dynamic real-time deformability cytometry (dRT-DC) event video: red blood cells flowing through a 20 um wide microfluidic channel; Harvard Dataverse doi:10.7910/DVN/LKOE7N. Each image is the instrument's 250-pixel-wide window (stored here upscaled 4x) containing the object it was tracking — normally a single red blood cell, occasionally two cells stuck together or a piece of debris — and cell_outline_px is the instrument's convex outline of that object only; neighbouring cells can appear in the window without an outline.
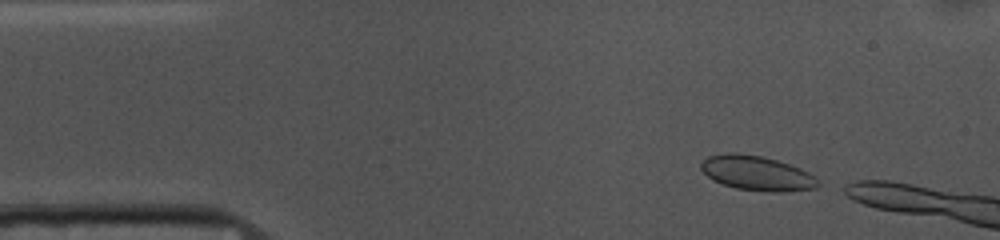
{"species": "common noctule bat (a hibernating species)", "species_latin": "Nyctalus noctula", "temperature_condition": "cold", "stored_images_in_passage": 5, "camera_frame_rate_fps": 3000, "um_per_image_px": 0.085, "animal": {"sex": "female", "body_mass_g": 10.0, "forearm_length_mm": 53.1}, "frame": {"image": 1, "passage_image": 1, "time_ms": 0.0, "image_size_px": [1000, 240], "cell_outline_px": [[820, 184], [816, 188], [784, 192], [772, 192], [736, 188], [712, 180], [700, 168], [700, 164], [708, 156], [728, 152], [736, 152], [764, 156], [800, 168], [816, 176], [820, 180]], "centroid_in_image_um": [64.36, 14.71], "position_along_channel_um": 20.6, "area_um2": 23.76}}